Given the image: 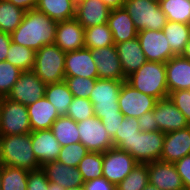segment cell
<instances>
[{"label": "cell", "mask_w": 190, "mask_h": 190, "mask_svg": "<svg viewBox=\"0 0 190 190\" xmlns=\"http://www.w3.org/2000/svg\"><path fill=\"white\" fill-rule=\"evenodd\" d=\"M0 165L28 171L41 169L32 149L30 133L0 136Z\"/></svg>", "instance_id": "cell-2"}, {"label": "cell", "mask_w": 190, "mask_h": 190, "mask_svg": "<svg viewBox=\"0 0 190 190\" xmlns=\"http://www.w3.org/2000/svg\"><path fill=\"white\" fill-rule=\"evenodd\" d=\"M168 97L185 116L186 121L190 125V90L184 89L173 91Z\"/></svg>", "instance_id": "cell-43"}, {"label": "cell", "mask_w": 190, "mask_h": 190, "mask_svg": "<svg viewBox=\"0 0 190 190\" xmlns=\"http://www.w3.org/2000/svg\"><path fill=\"white\" fill-rule=\"evenodd\" d=\"M66 190H85L83 186L67 188Z\"/></svg>", "instance_id": "cell-55"}, {"label": "cell", "mask_w": 190, "mask_h": 190, "mask_svg": "<svg viewBox=\"0 0 190 190\" xmlns=\"http://www.w3.org/2000/svg\"><path fill=\"white\" fill-rule=\"evenodd\" d=\"M45 89L46 84L36 76L33 70L22 71L6 97L28 106L44 97Z\"/></svg>", "instance_id": "cell-12"}, {"label": "cell", "mask_w": 190, "mask_h": 190, "mask_svg": "<svg viewBox=\"0 0 190 190\" xmlns=\"http://www.w3.org/2000/svg\"><path fill=\"white\" fill-rule=\"evenodd\" d=\"M31 133L27 106L19 102L0 98V136Z\"/></svg>", "instance_id": "cell-7"}, {"label": "cell", "mask_w": 190, "mask_h": 190, "mask_svg": "<svg viewBox=\"0 0 190 190\" xmlns=\"http://www.w3.org/2000/svg\"><path fill=\"white\" fill-rule=\"evenodd\" d=\"M107 7L112 9L122 8L125 0H102Z\"/></svg>", "instance_id": "cell-51"}, {"label": "cell", "mask_w": 190, "mask_h": 190, "mask_svg": "<svg viewBox=\"0 0 190 190\" xmlns=\"http://www.w3.org/2000/svg\"><path fill=\"white\" fill-rule=\"evenodd\" d=\"M165 133L157 130L153 132L140 131L132 140L130 154L141 164L160 160L163 150Z\"/></svg>", "instance_id": "cell-10"}, {"label": "cell", "mask_w": 190, "mask_h": 190, "mask_svg": "<svg viewBox=\"0 0 190 190\" xmlns=\"http://www.w3.org/2000/svg\"><path fill=\"white\" fill-rule=\"evenodd\" d=\"M65 56L56 44L45 45L35 53L33 71L46 85L61 82L65 79Z\"/></svg>", "instance_id": "cell-4"}, {"label": "cell", "mask_w": 190, "mask_h": 190, "mask_svg": "<svg viewBox=\"0 0 190 190\" xmlns=\"http://www.w3.org/2000/svg\"><path fill=\"white\" fill-rule=\"evenodd\" d=\"M85 28L75 19L60 21L56 27L55 41L62 51H74L85 47Z\"/></svg>", "instance_id": "cell-18"}, {"label": "cell", "mask_w": 190, "mask_h": 190, "mask_svg": "<svg viewBox=\"0 0 190 190\" xmlns=\"http://www.w3.org/2000/svg\"><path fill=\"white\" fill-rule=\"evenodd\" d=\"M11 42V35L0 31V62L6 61Z\"/></svg>", "instance_id": "cell-49"}, {"label": "cell", "mask_w": 190, "mask_h": 190, "mask_svg": "<svg viewBox=\"0 0 190 190\" xmlns=\"http://www.w3.org/2000/svg\"><path fill=\"white\" fill-rule=\"evenodd\" d=\"M76 4L83 0H73Z\"/></svg>", "instance_id": "cell-57"}, {"label": "cell", "mask_w": 190, "mask_h": 190, "mask_svg": "<svg viewBox=\"0 0 190 190\" xmlns=\"http://www.w3.org/2000/svg\"><path fill=\"white\" fill-rule=\"evenodd\" d=\"M137 164L138 162L130 153L116 147L110 148L103 153L102 177L116 186Z\"/></svg>", "instance_id": "cell-8"}, {"label": "cell", "mask_w": 190, "mask_h": 190, "mask_svg": "<svg viewBox=\"0 0 190 190\" xmlns=\"http://www.w3.org/2000/svg\"><path fill=\"white\" fill-rule=\"evenodd\" d=\"M45 97L55 107L60 116L67 114L69 106L74 98L64 80L53 84H47Z\"/></svg>", "instance_id": "cell-28"}, {"label": "cell", "mask_w": 190, "mask_h": 190, "mask_svg": "<svg viewBox=\"0 0 190 190\" xmlns=\"http://www.w3.org/2000/svg\"><path fill=\"white\" fill-rule=\"evenodd\" d=\"M36 9L56 22L73 19L76 15L73 0H38Z\"/></svg>", "instance_id": "cell-27"}, {"label": "cell", "mask_w": 190, "mask_h": 190, "mask_svg": "<svg viewBox=\"0 0 190 190\" xmlns=\"http://www.w3.org/2000/svg\"><path fill=\"white\" fill-rule=\"evenodd\" d=\"M48 190H66V188H63L62 186L54 182H49Z\"/></svg>", "instance_id": "cell-53"}, {"label": "cell", "mask_w": 190, "mask_h": 190, "mask_svg": "<svg viewBox=\"0 0 190 190\" xmlns=\"http://www.w3.org/2000/svg\"><path fill=\"white\" fill-rule=\"evenodd\" d=\"M103 153L89 151L80 161L77 168L85 182L102 177Z\"/></svg>", "instance_id": "cell-37"}, {"label": "cell", "mask_w": 190, "mask_h": 190, "mask_svg": "<svg viewBox=\"0 0 190 190\" xmlns=\"http://www.w3.org/2000/svg\"><path fill=\"white\" fill-rule=\"evenodd\" d=\"M149 183L160 190H185L174 163L153 161L148 163Z\"/></svg>", "instance_id": "cell-16"}, {"label": "cell", "mask_w": 190, "mask_h": 190, "mask_svg": "<svg viewBox=\"0 0 190 190\" xmlns=\"http://www.w3.org/2000/svg\"><path fill=\"white\" fill-rule=\"evenodd\" d=\"M98 78L97 67L91 49L83 47L68 51L65 56V77Z\"/></svg>", "instance_id": "cell-17"}, {"label": "cell", "mask_w": 190, "mask_h": 190, "mask_svg": "<svg viewBox=\"0 0 190 190\" xmlns=\"http://www.w3.org/2000/svg\"><path fill=\"white\" fill-rule=\"evenodd\" d=\"M148 183V163H138L136 167L116 185V190H143Z\"/></svg>", "instance_id": "cell-38"}, {"label": "cell", "mask_w": 190, "mask_h": 190, "mask_svg": "<svg viewBox=\"0 0 190 190\" xmlns=\"http://www.w3.org/2000/svg\"><path fill=\"white\" fill-rule=\"evenodd\" d=\"M58 22L37 9L25 12L21 24L10 34L12 42L35 52L45 45L54 44Z\"/></svg>", "instance_id": "cell-1"}, {"label": "cell", "mask_w": 190, "mask_h": 190, "mask_svg": "<svg viewBox=\"0 0 190 190\" xmlns=\"http://www.w3.org/2000/svg\"><path fill=\"white\" fill-rule=\"evenodd\" d=\"M137 38L147 61L166 63L175 56L162 30H141Z\"/></svg>", "instance_id": "cell-13"}, {"label": "cell", "mask_w": 190, "mask_h": 190, "mask_svg": "<svg viewBox=\"0 0 190 190\" xmlns=\"http://www.w3.org/2000/svg\"><path fill=\"white\" fill-rule=\"evenodd\" d=\"M157 99L148 94H144L126 81L122 83L118 104L124 117H141L148 111L154 110Z\"/></svg>", "instance_id": "cell-11"}, {"label": "cell", "mask_w": 190, "mask_h": 190, "mask_svg": "<svg viewBox=\"0 0 190 190\" xmlns=\"http://www.w3.org/2000/svg\"><path fill=\"white\" fill-rule=\"evenodd\" d=\"M162 31L168 39L172 52L175 55H181L190 40V24L167 21Z\"/></svg>", "instance_id": "cell-29"}, {"label": "cell", "mask_w": 190, "mask_h": 190, "mask_svg": "<svg viewBox=\"0 0 190 190\" xmlns=\"http://www.w3.org/2000/svg\"><path fill=\"white\" fill-rule=\"evenodd\" d=\"M25 12L7 0H0V31L11 34L21 24Z\"/></svg>", "instance_id": "cell-32"}, {"label": "cell", "mask_w": 190, "mask_h": 190, "mask_svg": "<svg viewBox=\"0 0 190 190\" xmlns=\"http://www.w3.org/2000/svg\"><path fill=\"white\" fill-rule=\"evenodd\" d=\"M0 190H1V165H0Z\"/></svg>", "instance_id": "cell-56"}, {"label": "cell", "mask_w": 190, "mask_h": 190, "mask_svg": "<svg viewBox=\"0 0 190 190\" xmlns=\"http://www.w3.org/2000/svg\"><path fill=\"white\" fill-rule=\"evenodd\" d=\"M66 116L80 122L95 116L93 104L89 99L74 97Z\"/></svg>", "instance_id": "cell-42"}, {"label": "cell", "mask_w": 190, "mask_h": 190, "mask_svg": "<svg viewBox=\"0 0 190 190\" xmlns=\"http://www.w3.org/2000/svg\"><path fill=\"white\" fill-rule=\"evenodd\" d=\"M125 10L131 16L135 28L160 31L167 24V16L161 10L159 2L152 0H125Z\"/></svg>", "instance_id": "cell-6"}, {"label": "cell", "mask_w": 190, "mask_h": 190, "mask_svg": "<svg viewBox=\"0 0 190 190\" xmlns=\"http://www.w3.org/2000/svg\"><path fill=\"white\" fill-rule=\"evenodd\" d=\"M153 114L158 124V130L163 133L178 131L190 126L185 116L169 97L157 100Z\"/></svg>", "instance_id": "cell-15"}, {"label": "cell", "mask_w": 190, "mask_h": 190, "mask_svg": "<svg viewBox=\"0 0 190 190\" xmlns=\"http://www.w3.org/2000/svg\"><path fill=\"white\" fill-rule=\"evenodd\" d=\"M80 143L89 151L104 153L113 148V138L106 131L101 119L92 116L77 122Z\"/></svg>", "instance_id": "cell-9"}, {"label": "cell", "mask_w": 190, "mask_h": 190, "mask_svg": "<svg viewBox=\"0 0 190 190\" xmlns=\"http://www.w3.org/2000/svg\"><path fill=\"white\" fill-rule=\"evenodd\" d=\"M98 78L126 81L115 45L91 49Z\"/></svg>", "instance_id": "cell-14"}, {"label": "cell", "mask_w": 190, "mask_h": 190, "mask_svg": "<svg viewBox=\"0 0 190 190\" xmlns=\"http://www.w3.org/2000/svg\"><path fill=\"white\" fill-rule=\"evenodd\" d=\"M25 11L36 9L38 0H7Z\"/></svg>", "instance_id": "cell-50"}, {"label": "cell", "mask_w": 190, "mask_h": 190, "mask_svg": "<svg viewBox=\"0 0 190 190\" xmlns=\"http://www.w3.org/2000/svg\"><path fill=\"white\" fill-rule=\"evenodd\" d=\"M28 173L23 168L1 165V190H27Z\"/></svg>", "instance_id": "cell-33"}, {"label": "cell", "mask_w": 190, "mask_h": 190, "mask_svg": "<svg viewBox=\"0 0 190 190\" xmlns=\"http://www.w3.org/2000/svg\"><path fill=\"white\" fill-rule=\"evenodd\" d=\"M84 42L85 47L89 49L114 45L113 35L108 23L85 28Z\"/></svg>", "instance_id": "cell-35"}, {"label": "cell", "mask_w": 190, "mask_h": 190, "mask_svg": "<svg viewBox=\"0 0 190 190\" xmlns=\"http://www.w3.org/2000/svg\"><path fill=\"white\" fill-rule=\"evenodd\" d=\"M123 82L97 78L89 98L93 104L94 113L97 118L123 116L118 104L120 88Z\"/></svg>", "instance_id": "cell-5"}, {"label": "cell", "mask_w": 190, "mask_h": 190, "mask_svg": "<svg viewBox=\"0 0 190 190\" xmlns=\"http://www.w3.org/2000/svg\"><path fill=\"white\" fill-rule=\"evenodd\" d=\"M143 190H160V189H158V188L155 187L154 185L148 183V184L146 185V187H145Z\"/></svg>", "instance_id": "cell-54"}, {"label": "cell", "mask_w": 190, "mask_h": 190, "mask_svg": "<svg viewBox=\"0 0 190 190\" xmlns=\"http://www.w3.org/2000/svg\"><path fill=\"white\" fill-rule=\"evenodd\" d=\"M21 73L22 70L15 67L10 62H0V98L6 97L9 94Z\"/></svg>", "instance_id": "cell-39"}, {"label": "cell", "mask_w": 190, "mask_h": 190, "mask_svg": "<svg viewBox=\"0 0 190 190\" xmlns=\"http://www.w3.org/2000/svg\"><path fill=\"white\" fill-rule=\"evenodd\" d=\"M97 78L65 77L70 92L74 97L89 99Z\"/></svg>", "instance_id": "cell-41"}, {"label": "cell", "mask_w": 190, "mask_h": 190, "mask_svg": "<svg viewBox=\"0 0 190 190\" xmlns=\"http://www.w3.org/2000/svg\"><path fill=\"white\" fill-rule=\"evenodd\" d=\"M181 56L190 60V40L187 42L183 52L181 53Z\"/></svg>", "instance_id": "cell-52"}, {"label": "cell", "mask_w": 190, "mask_h": 190, "mask_svg": "<svg viewBox=\"0 0 190 190\" xmlns=\"http://www.w3.org/2000/svg\"><path fill=\"white\" fill-rule=\"evenodd\" d=\"M139 127L141 131L153 132L158 130V124L155 121L153 110L148 111L141 117H138Z\"/></svg>", "instance_id": "cell-46"}, {"label": "cell", "mask_w": 190, "mask_h": 190, "mask_svg": "<svg viewBox=\"0 0 190 190\" xmlns=\"http://www.w3.org/2000/svg\"><path fill=\"white\" fill-rule=\"evenodd\" d=\"M31 132L51 129L52 124L60 116L55 107L44 96L35 103L27 106Z\"/></svg>", "instance_id": "cell-26"}, {"label": "cell", "mask_w": 190, "mask_h": 190, "mask_svg": "<svg viewBox=\"0 0 190 190\" xmlns=\"http://www.w3.org/2000/svg\"><path fill=\"white\" fill-rule=\"evenodd\" d=\"M138 119L135 117H123L122 123L119 125L116 134L113 138V146L130 152V146H132V140L140 132Z\"/></svg>", "instance_id": "cell-31"}, {"label": "cell", "mask_w": 190, "mask_h": 190, "mask_svg": "<svg viewBox=\"0 0 190 190\" xmlns=\"http://www.w3.org/2000/svg\"><path fill=\"white\" fill-rule=\"evenodd\" d=\"M51 131L61 146L80 142L77 122L66 115L57 118L51 126Z\"/></svg>", "instance_id": "cell-30"}, {"label": "cell", "mask_w": 190, "mask_h": 190, "mask_svg": "<svg viewBox=\"0 0 190 190\" xmlns=\"http://www.w3.org/2000/svg\"><path fill=\"white\" fill-rule=\"evenodd\" d=\"M123 117L124 116H111L101 119L106 131L111 137L116 134L119 125L122 123Z\"/></svg>", "instance_id": "cell-48"}, {"label": "cell", "mask_w": 190, "mask_h": 190, "mask_svg": "<svg viewBox=\"0 0 190 190\" xmlns=\"http://www.w3.org/2000/svg\"><path fill=\"white\" fill-rule=\"evenodd\" d=\"M49 180L42 169L29 171L27 190H48Z\"/></svg>", "instance_id": "cell-44"}, {"label": "cell", "mask_w": 190, "mask_h": 190, "mask_svg": "<svg viewBox=\"0 0 190 190\" xmlns=\"http://www.w3.org/2000/svg\"><path fill=\"white\" fill-rule=\"evenodd\" d=\"M165 67L169 94L178 90H190V60L175 55L165 63Z\"/></svg>", "instance_id": "cell-21"}, {"label": "cell", "mask_w": 190, "mask_h": 190, "mask_svg": "<svg viewBox=\"0 0 190 190\" xmlns=\"http://www.w3.org/2000/svg\"><path fill=\"white\" fill-rule=\"evenodd\" d=\"M107 23L112 32L114 44L132 40L138 35V30L124 7L112 9Z\"/></svg>", "instance_id": "cell-25"}, {"label": "cell", "mask_w": 190, "mask_h": 190, "mask_svg": "<svg viewBox=\"0 0 190 190\" xmlns=\"http://www.w3.org/2000/svg\"><path fill=\"white\" fill-rule=\"evenodd\" d=\"M35 51L31 48L11 42L6 61L22 71L33 70L35 65Z\"/></svg>", "instance_id": "cell-36"}, {"label": "cell", "mask_w": 190, "mask_h": 190, "mask_svg": "<svg viewBox=\"0 0 190 190\" xmlns=\"http://www.w3.org/2000/svg\"><path fill=\"white\" fill-rule=\"evenodd\" d=\"M89 150L80 142L61 146L57 161L72 167H77Z\"/></svg>", "instance_id": "cell-40"}, {"label": "cell", "mask_w": 190, "mask_h": 190, "mask_svg": "<svg viewBox=\"0 0 190 190\" xmlns=\"http://www.w3.org/2000/svg\"><path fill=\"white\" fill-rule=\"evenodd\" d=\"M34 155L42 167L45 163L57 161L61 145L51 129L36 130L30 133Z\"/></svg>", "instance_id": "cell-20"}, {"label": "cell", "mask_w": 190, "mask_h": 190, "mask_svg": "<svg viewBox=\"0 0 190 190\" xmlns=\"http://www.w3.org/2000/svg\"><path fill=\"white\" fill-rule=\"evenodd\" d=\"M126 82L157 100L169 96L165 63L146 61L136 72L126 78Z\"/></svg>", "instance_id": "cell-3"}, {"label": "cell", "mask_w": 190, "mask_h": 190, "mask_svg": "<svg viewBox=\"0 0 190 190\" xmlns=\"http://www.w3.org/2000/svg\"><path fill=\"white\" fill-rule=\"evenodd\" d=\"M174 165L182 179L185 190H190V155L177 160Z\"/></svg>", "instance_id": "cell-45"}, {"label": "cell", "mask_w": 190, "mask_h": 190, "mask_svg": "<svg viewBox=\"0 0 190 190\" xmlns=\"http://www.w3.org/2000/svg\"><path fill=\"white\" fill-rule=\"evenodd\" d=\"M110 11L102 0H83L76 4L75 19L84 28L106 24Z\"/></svg>", "instance_id": "cell-22"}, {"label": "cell", "mask_w": 190, "mask_h": 190, "mask_svg": "<svg viewBox=\"0 0 190 190\" xmlns=\"http://www.w3.org/2000/svg\"><path fill=\"white\" fill-rule=\"evenodd\" d=\"M168 21L190 24V0H159Z\"/></svg>", "instance_id": "cell-34"}, {"label": "cell", "mask_w": 190, "mask_h": 190, "mask_svg": "<svg viewBox=\"0 0 190 190\" xmlns=\"http://www.w3.org/2000/svg\"><path fill=\"white\" fill-rule=\"evenodd\" d=\"M114 45L125 78L136 72L147 61L137 37Z\"/></svg>", "instance_id": "cell-24"}, {"label": "cell", "mask_w": 190, "mask_h": 190, "mask_svg": "<svg viewBox=\"0 0 190 190\" xmlns=\"http://www.w3.org/2000/svg\"><path fill=\"white\" fill-rule=\"evenodd\" d=\"M190 155V126L165 133L160 161L174 163Z\"/></svg>", "instance_id": "cell-19"}, {"label": "cell", "mask_w": 190, "mask_h": 190, "mask_svg": "<svg viewBox=\"0 0 190 190\" xmlns=\"http://www.w3.org/2000/svg\"><path fill=\"white\" fill-rule=\"evenodd\" d=\"M41 169L49 182L59 184L63 188L83 186L84 180L77 167L68 166L58 161L45 163Z\"/></svg>", "instance_id": "cell-23"}, {"label": "cell", "mask_w": 190, "mask_h": 190, "mask_svg": "<svg viewBox=\"0 0 190 190\" xmlns=\"http://www.w3.org/2000/svg\"><path fill=\"white\" fill-rule=\"evenodd\" d=\"M83 187L85 190H116V186L108 182L104 177L85 182Z\"/></svg>", "instance_id": "cell-47"}]
</instances>
